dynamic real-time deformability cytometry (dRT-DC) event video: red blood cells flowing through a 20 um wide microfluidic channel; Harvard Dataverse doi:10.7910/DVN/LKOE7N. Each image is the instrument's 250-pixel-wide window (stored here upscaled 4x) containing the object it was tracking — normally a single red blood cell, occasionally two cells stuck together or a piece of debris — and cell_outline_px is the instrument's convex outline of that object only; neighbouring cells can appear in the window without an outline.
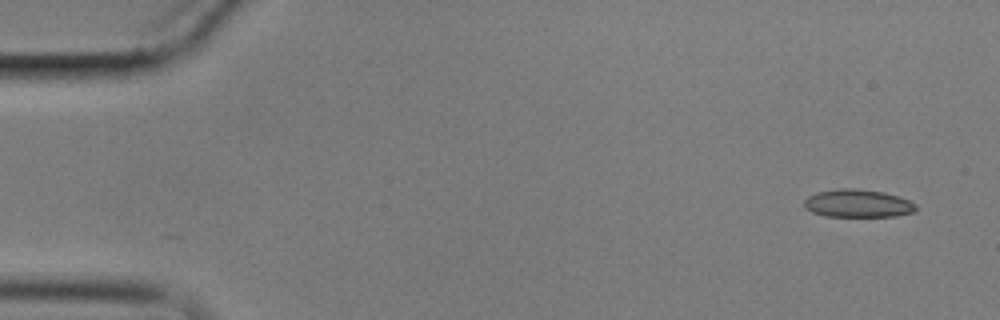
{"species": "common noctule bat (a hibernating species)", "species_latin": "Nyctalus noctula", "temperature_condition": "cold", "stored_images_in_passage": 4, "camera_frame_rate_fps": 3000, "um_per_image_px": 0.085, "animal": {"sex": "male", "body_mass_g": 17.9}, "frame": {"image": 1, "passage_image": 1, "time_ms": 0.0, "image_size_px": [1000, 320], "cell_outline_px": [[916, 208], [912, 212], [896, 216], [824, 216], [812, 212], [804, 208], [804, 200], [808, 196], [816, 192], [840, 188], [856, 188], [884, 192], [908, 200], [916, 204]], "centroid_in_image_um": [72.86, 17.28], "position_along_channel_um": 12.1, "area_um2": 18.15}}
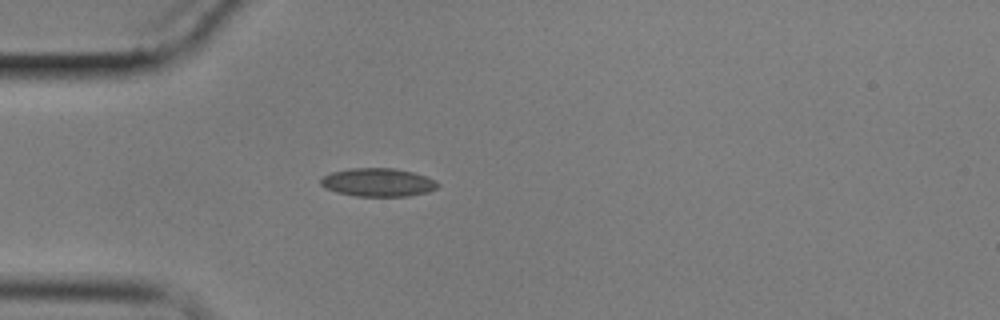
{"frame": {"image": 2, "passage_image": 4, "time_ms": 4.333, "image_size_px": [1000, 320], "cell_outline_px": [[440, 184], [436, 188], [428, 192], [408, 196], [356, 196], [336, 192], [324, 188], [320, 184], [320, 180], [324, 176], [332, 172], [348, 168], [392, 168], [412, 172], [428, 176], [436, 180]], "centroid_in_image_um": [32.14, 15.5], "position_along_channel_um": 52.9, "area_um2": 19.42}}